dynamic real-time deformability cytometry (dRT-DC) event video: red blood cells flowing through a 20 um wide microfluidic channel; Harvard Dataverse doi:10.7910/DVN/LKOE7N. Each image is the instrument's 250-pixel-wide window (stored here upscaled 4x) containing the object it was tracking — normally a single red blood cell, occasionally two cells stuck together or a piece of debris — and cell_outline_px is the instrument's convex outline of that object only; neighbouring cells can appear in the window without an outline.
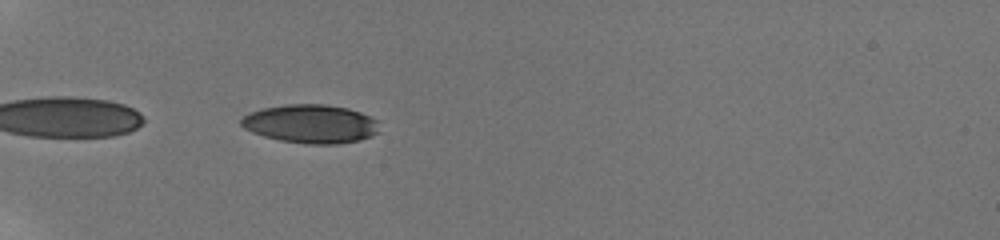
{"species": "human", "species_latin": "Homo sapiens", "temperature_condition": "room temperature", "stored_images_in_passage": 31, "camera_frame_rate_fps": 3000, "um_per_image_px": 0.085, "donor": {"sex": "male"}, "frame": {"image": 1, "passage_image": 2, "time_ms": 0.333, "image_size_px": [1000, 240], "cell_outline_px": [[380, 132], [372, 136], [360, 140], [340, 144], [304, 144], [280, 140], [264, 136], [252, 132], [244, 128], [240, 124], [240, 120], [244, 116], [260, 108], [284, 104], [324, 104], [348, 108], [360, 112], [380, 120]], "centroid_in_image_um": [26.47, 10.53], "position_along_channel_um": 58.5, "area_um2": 31.56}}
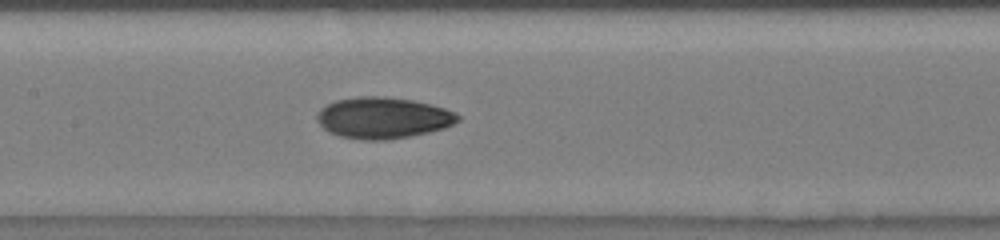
{"frame": {"image": 2, "passage_image": 13, "time_ms": 4.0, "image_size_px": [1000, 240], "cell_outline_px": [[460, 120], [444, 128], [428, 132], [388, 140], [364, 140], [340, 136], [324, 128], [316, 120], [316, 116], [320, 108], [336, 100], [360, 96], [384, 96], [412, 100], [444, 108], [456, 112], [460, 116]], "centroid_in_image_um": [32.55, 10.01], "position_along_channel_um": 174.8, "area_um2": 33.7}}
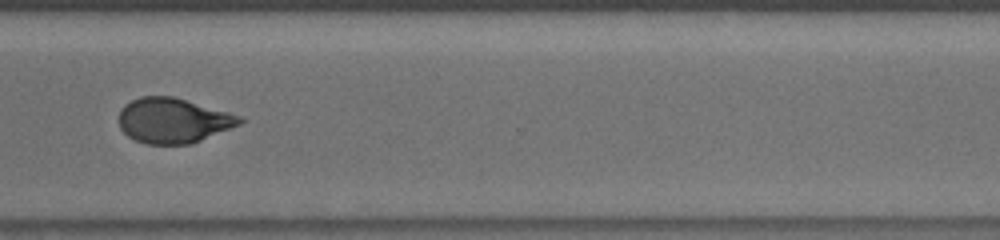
{"frame": {"image": 3, "passage_image": 26, "time_ms": 8.667, "image_size_px": [1000, 240], "cell_outline_px": [[244, 120], [240, 124], [192, 144], [144, 144], [128, 136], [120, 128], [120, 108], [124, 104], [140, 96], [172, 96], [228, 112], [240, 116]], "centroid_in_image_um": [14.7, 10.25], "position_along_channel_um": 355.9, "area_um2": 31.56}, "authors_computed_cell_mechanics": {"area_um2": 32.4258, "velocity_mm_per_s": 3.883, "shape_relaxation_time_tau1_ms": 5.6999, "shape_relaxation_time_tau2_ms": 2.4976, "deformation_change_tau1": 0.1724, "deformation_change_tau2": 0.0787}}